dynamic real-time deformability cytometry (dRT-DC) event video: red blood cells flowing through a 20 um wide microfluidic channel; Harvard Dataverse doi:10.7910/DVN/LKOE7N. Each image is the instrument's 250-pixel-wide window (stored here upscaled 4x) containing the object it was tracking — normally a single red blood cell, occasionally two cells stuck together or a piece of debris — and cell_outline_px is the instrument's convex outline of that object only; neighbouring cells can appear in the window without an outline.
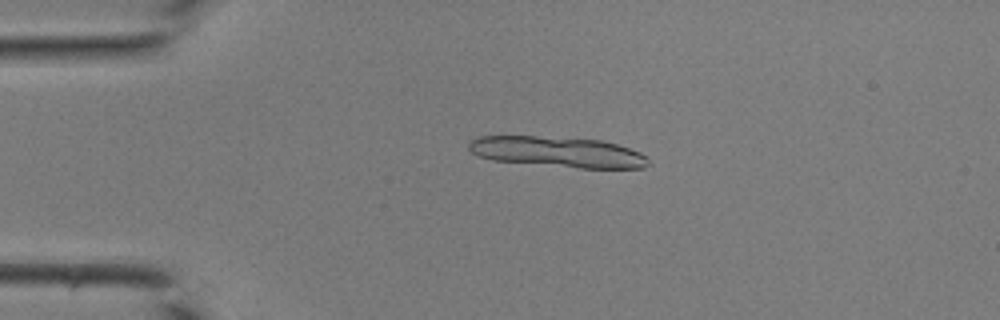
{"species": "common noctule bat (a hibernating species)", "species_latin": "Nyctalus noctula", "temperature_condition": "room temperature", "stored_images_in_passage": 33, "camera_frame_rate_fps": 3000, "um_per_image_px": 0.085, "animal": {"sex": "male", "body_mass_g": 19.0, "forearm_length_mm": 50.8}, "frame": {"image": 1, "passage_image": 10, "time_ms": 3.0, "image_size_px": [1000, 320], "cell_outline_px": [[652, 164], [644, 168], [580, 168], [492, 160], [480, 156], [472, 152], [468, 148], [468, 144], [472, 140], [480, 136], [536, 136], [600, 140], [616, 144], [640, 152]], "centroid_in_image_um": [47.42, 12.92], "position_along_channel_um": 37.6, "area_um2": 31.79}}
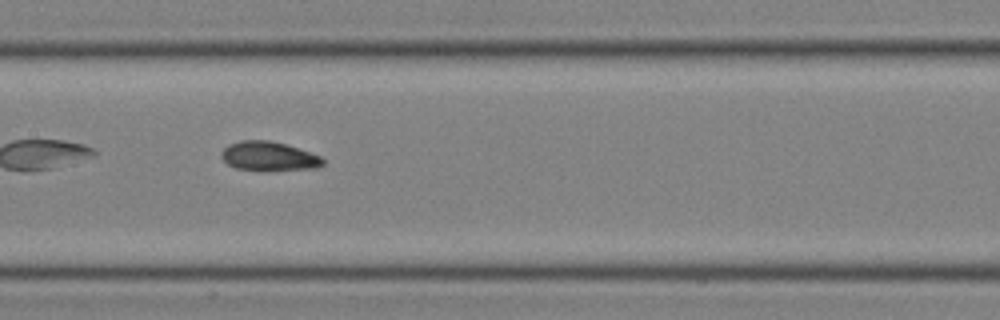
{"frame": {"image": 2, "passage_image": 22, "time_ms": 7.0, "image_size_px": [1000, 320], "cell_outline_px": [[324, 164], [316, 168], [260, 172], [236, 168], [228, 164], [220, 156], [220, 152], [228, 144], [240, 140], [268, 140], [284, 144], [320, 156], [324, 160]], "centroid_in_image_um": [22.8, 13.31], "position_along_channel_um": 184.6, "area_um2": 17.51}}
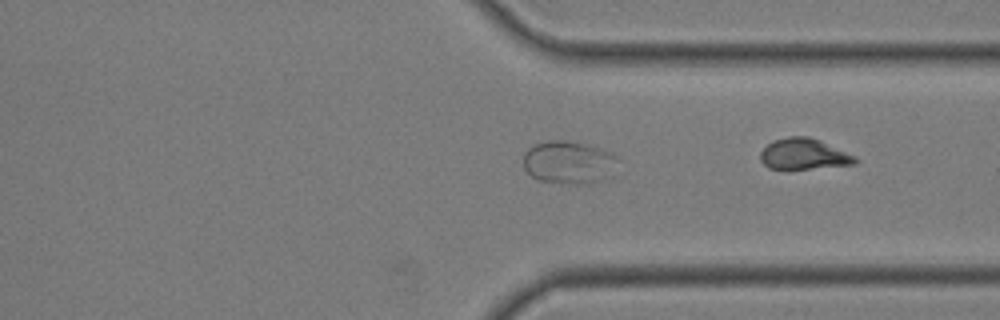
{"frame": {"image": 3, "passage_image": 32, "time_ms": 10.333, "image_size_px": [1000, 320], "cell_outline_px": [[620, 160], [604, 180], [588, 184], [568, 184], [536, 180], [524, 168], [524, 152], [528, 148], [536, 144], [548, 140], [568, 140], [588, 144], [612, 152]], "centroid_in_image_um": [48.35, 13.8], "position_along_channel_um": 363.1, "area_um2": 23.93}}